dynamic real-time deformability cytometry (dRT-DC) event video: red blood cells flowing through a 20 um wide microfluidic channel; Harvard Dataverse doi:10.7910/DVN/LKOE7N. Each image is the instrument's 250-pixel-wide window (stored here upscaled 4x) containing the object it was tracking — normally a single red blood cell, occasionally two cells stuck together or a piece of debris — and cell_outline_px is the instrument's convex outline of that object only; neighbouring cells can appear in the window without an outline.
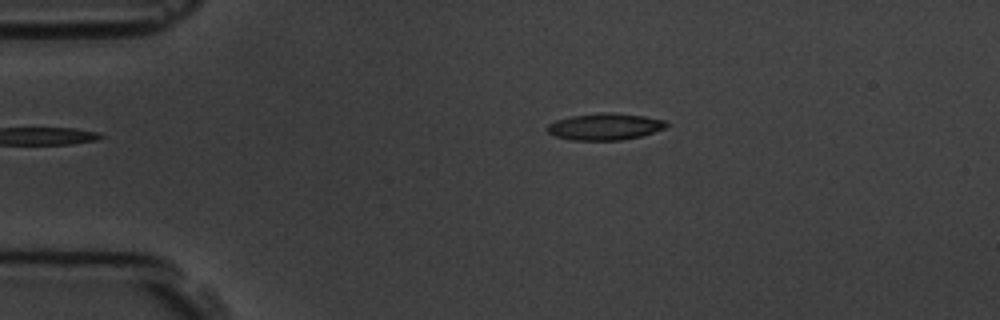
{"species": "common noctule bat (a hibernating species)", "species_latin": "Nyctalus noctula", "temperature_condition": "room temperature", "stored_images_in_passage": 2, "camera_frame_rate_fps": 3000, "um_per_image_px": 0.085, "animal": {"sex": "male", "body_mass_g": 19.5, "forearm_length_mm": 54.6}, "frame": {"image": 1, "passage_image": 2, "time_ms": 1.0, "image_size_px": [1000, 320], "cell_outline_px": [[672, 124], [664, 128], [640, 136], [620, 140], [568, 140], [556, 136], [548, 132], [544, 128], [548, 124], [556, 120], [568, 116], [600, 112], [612, 112], [644, 116], [664, 120]], "centroid_in_image_um": [51.38, 10.75], "position_along_channel_um": 33.6, "area_um2": 18.73}}